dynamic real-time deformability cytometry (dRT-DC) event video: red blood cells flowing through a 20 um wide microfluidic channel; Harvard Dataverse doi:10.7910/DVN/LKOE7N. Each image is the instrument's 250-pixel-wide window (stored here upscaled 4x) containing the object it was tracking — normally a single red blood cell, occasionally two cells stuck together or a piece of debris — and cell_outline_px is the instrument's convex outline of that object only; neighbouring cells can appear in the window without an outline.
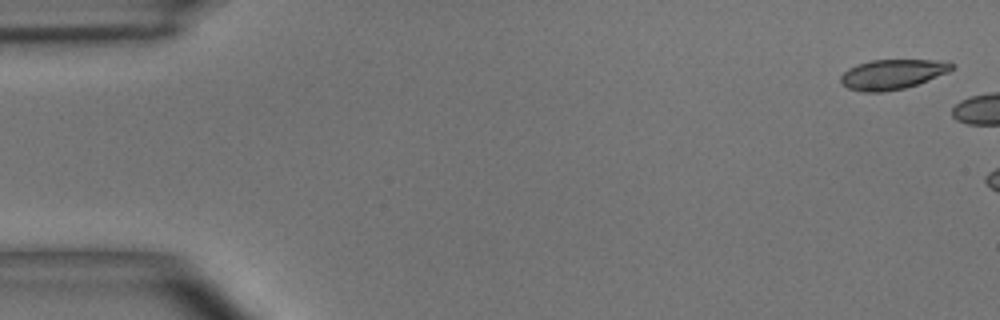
{"species": "common noctule bat (a hibernating species)", "species_latin": "Nyctalus noctula", "temperature_condition": "room temperature", "stored_images_in_passage": 2, "camera_frame_rate_fps": 3000, "um_per_image_px": 0.085, "animal": {"sex": "male", "body_mass_g": 15.6}, "frame": {"image": 1, "passage_image": 1, "time_ms": 0.0, "image_size_px": [1000, 320], "cell_outline_px": [[956, 68], [948, 72], [928, 80], [904, 88], [884, 92], [864, 92], [848, 88], [840, 84], [840, 76], [848, 68], [856, 64], [872, 60], [932, 60], [956, 64]], "centroid_in_image_um": [75.82, 6.32], "position_along_channel_um": 9.2, "area_um2": 19.36}}